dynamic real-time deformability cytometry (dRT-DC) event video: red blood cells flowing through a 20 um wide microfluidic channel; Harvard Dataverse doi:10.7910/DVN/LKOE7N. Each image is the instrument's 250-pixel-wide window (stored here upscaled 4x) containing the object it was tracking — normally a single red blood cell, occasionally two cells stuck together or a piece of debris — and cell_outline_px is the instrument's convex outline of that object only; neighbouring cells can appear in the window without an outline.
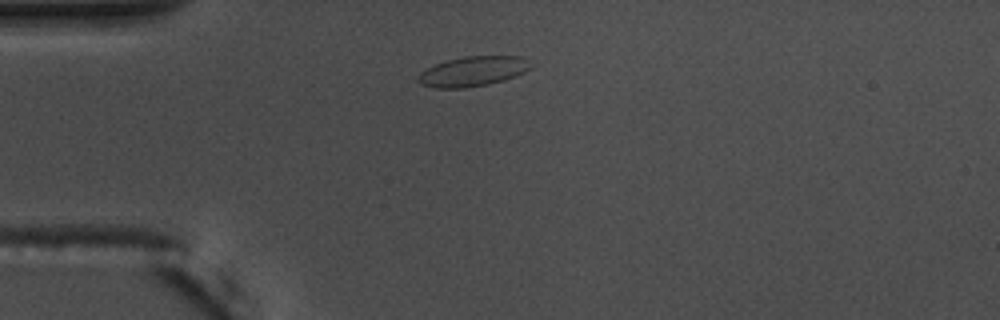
{"species": "common noctule bat (a hibernating species)", "species_latin": "Nyctalus noctula", "temperature_condition": "warm", "stored_images_in_passage": 42, "camera_frame_rate_fps": 3000, "um_per_image_px": 0.085, "animal": {"sex": "male", "body_mass_g": 17.5, "forearm_length_mm": 52.3}, "frame": {"image": 1, "passage_image": 1, "time_ms": 0.0, "image_size_px": [1000, 320], "cell_outline_px": [[532, 68], [516, 76], [504, 80], [488, 84], [464, 88], [436, 88], [420, 84], [416, 80], [420, 72], [436, 64], [448, 60], [464, 56], [524, 56], [528, 60]], "centroid_in_image_um": [40.21, 6.06], "position_along_channel_um": 44.8, "area_um2": 19.65}}
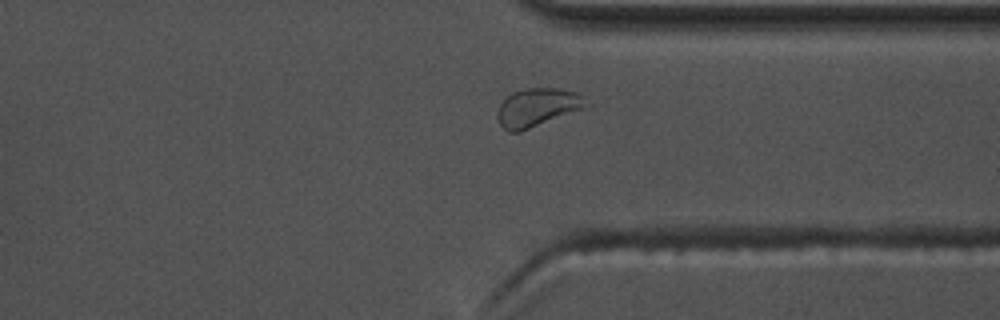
{"frame": {"image": 2, "passage_image": 29, "time_ms": 9.333, "image_size_px": [1000, 320], "cell_outline_px": [[588, 108], [520, 132], [508, 132], [500, 124], [500, 104], [512, 92], [524, 88], [556, 88], [576, 92], [584, 96]], "centroid_in_image_um": [45.75, 9.13], "position_along_channel_um": 365.7, "area_um2": 19.77}}
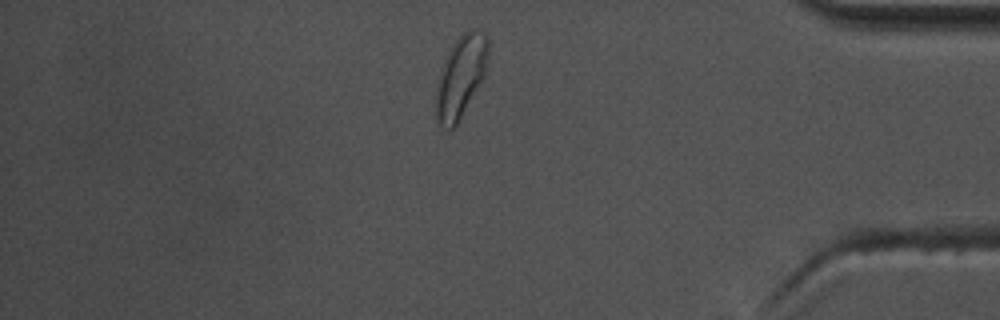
{"frame": {"image": 3, "passage_image": 34, "time_ms": 11.0, "image_size_px": [1000, 320], "cell_outline_px": [[488, 52], [484, 76], [456, 124], [448, 132], [436, 124], [436, 88], [440, 72], [444, 60], [448, 52], [456, 40], [468, 28], [476, 28], [484, 32], [488, 36]], "centroid_in_image_um": [39.15, 6.5], "position_along_channel_um": 396.1, "area_um2": 24.8}, "authors_computed_cell_mechanics": {"area_um2": 19.0451, "velocity_mm_per_s": 3.6512, "shape_relaxation_time_tau1_ms": 3.6555, "shape_relaxation_time_tau2_ms": null, "deformation_change_tau1": 0.0948, "deformation_change_tau2": null}}